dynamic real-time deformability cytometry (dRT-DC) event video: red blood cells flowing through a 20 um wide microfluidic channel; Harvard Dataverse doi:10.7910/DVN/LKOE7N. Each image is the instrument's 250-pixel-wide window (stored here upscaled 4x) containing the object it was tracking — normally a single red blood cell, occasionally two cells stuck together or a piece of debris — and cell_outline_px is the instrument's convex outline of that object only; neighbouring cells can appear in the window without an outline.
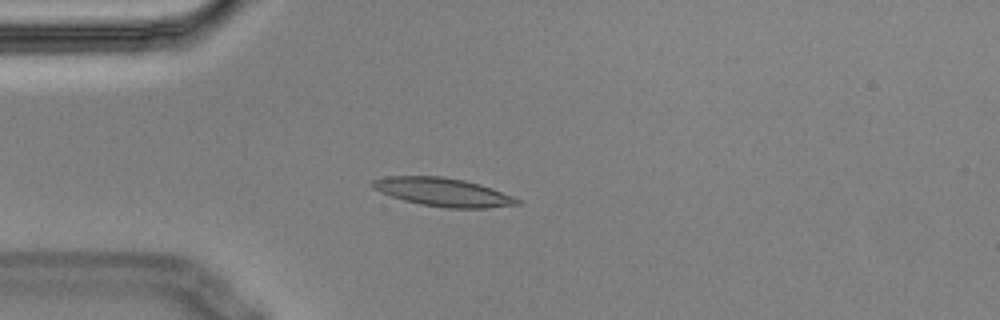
{"species": "Egyptian fruit bat (a non-hibernating species)", "species_latin": "Rousettus aegyptiacus", "temperature_condition": "cold", "stored_images_in_passage": 5, "camera_frame_rate_fps": 3000, "um_per_image_px": 0.085, "animal": {"sex": "male"}, "frame": {"image": 1, "passage_image": 5, "time_ms": 1.333, "image_size_px": [1000, 320], "cell_outline_px": [[520, 204], [488, 208], [444, 208], [420, 204], [404, 200], [380, 192], [372, 188], [372, 180], [384, 176], [444, 176], [464, 180], [480, 184], [492, 188], [512, 196], [520, 200]], "centroid_in_image_um": [37.64, 16.32], "position_along_channel_um": 47.4, "area_um2": 23.99}}